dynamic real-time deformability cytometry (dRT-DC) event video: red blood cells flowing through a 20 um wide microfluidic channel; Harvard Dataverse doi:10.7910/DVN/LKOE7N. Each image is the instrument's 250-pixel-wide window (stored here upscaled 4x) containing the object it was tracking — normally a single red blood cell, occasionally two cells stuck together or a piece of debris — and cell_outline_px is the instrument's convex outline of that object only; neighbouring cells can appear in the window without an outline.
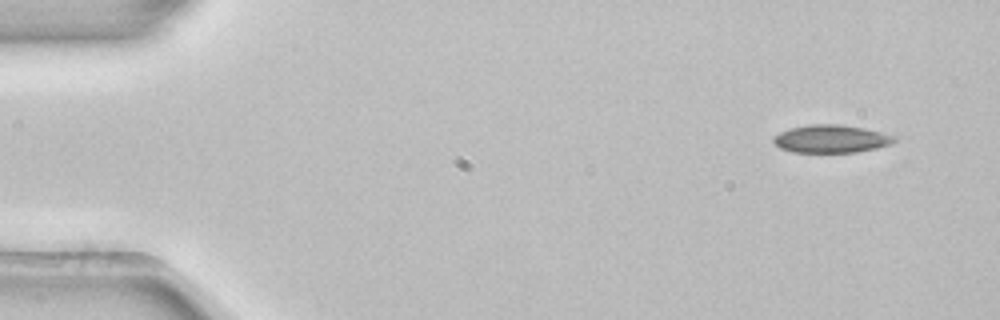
{"species": "common noctule bat (a hibernating species)", "species_latin": "Nyctalus noctula", "temperature_condition": "room temperature", "stored_images_in_passage": 3, "camera_frame_rate_fps": 3000, "um_per_image_px": 0.085, "animal": {"sex": "female", "body_mass_g": 22.7, "forearm_length_mm": 54.2}, "frame": {"image": 1, "passage_image": 1, "time_ms": 0.0, "image_size_px": [1000, 320], "cell_outline_px": [[896, 140], [892, 144], [876, 148], [856, 152], [792, 152], [780, 148], [772, 140], [772, 136], [788, 128], [812, 124], [836, 124], [864, 128], [896, 136]], "centroid_in_image_um": [70.63, 11.8], "position_along_channel_um": 14.4, "area_um2": 19.65}}
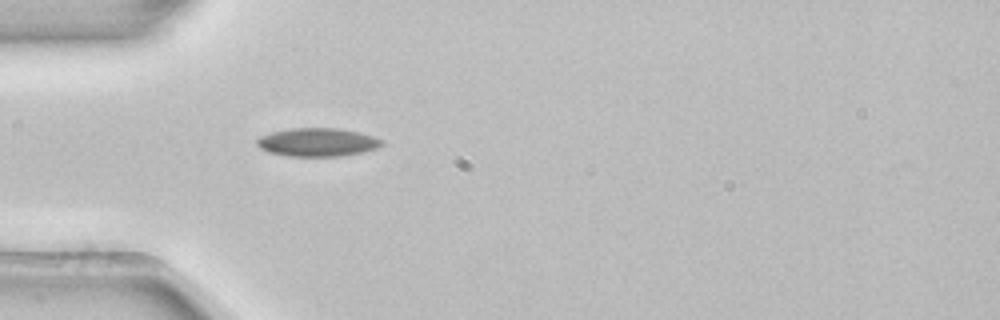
{"frame": {"image": 2, "passage_image": 3, "time_ms": 0.667, "image_size_px": [1000, 320], "cell_outline_px": [[384, 144], [376, 148], [364, 152], [340, 156], [288, 156], [268, 152], [260, 148], [256, 144], [256, 140], [260, 136], [272, 132], [288, 128], [336, 128], [360, 132], [384, 140]], "centroid_in_image_um": [26.98, 12.09], "position_along_channel_um": 58.0, "area_um2": 20.75}}